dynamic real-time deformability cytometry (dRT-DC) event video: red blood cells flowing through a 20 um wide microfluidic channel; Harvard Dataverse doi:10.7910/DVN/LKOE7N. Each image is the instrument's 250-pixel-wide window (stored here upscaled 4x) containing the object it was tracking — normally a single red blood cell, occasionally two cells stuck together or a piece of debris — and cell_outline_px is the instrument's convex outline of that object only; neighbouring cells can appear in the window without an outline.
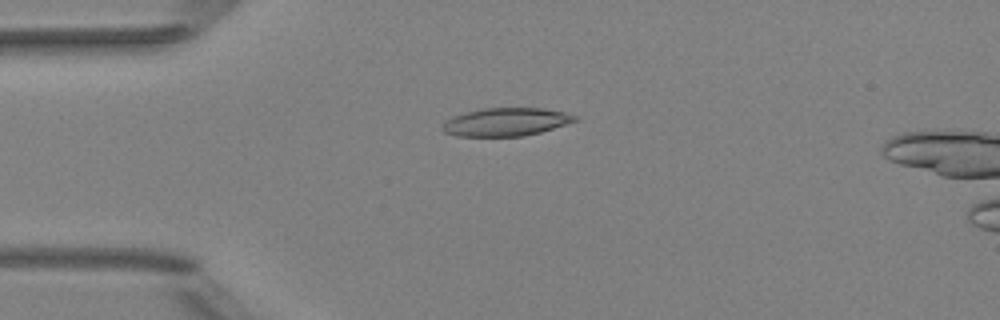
{"species": "Egyptian fruit bat (a non-hibernating species)", "species_latin": "Rousettus aegyptiacus", "temperature_condition": "room temperature", "stored_images_in_passage": 6, "camera_frame_rate_fps": 3000, "um_per_image_px": 0.085, "animal": {"sex": "female"}, "frame": {"image": 1, "passage_image": 4, "time_ms": 1.0, "image_size_px": [1000, 320], "cell_outline_px": [[580, 116], [576, 120], [540, 132], [524, 136], [456, 136], [444, 132], [440, 128], [452, 116], [484, 108], [544, 108], [564, 112]], "centroid_in_image_um": [43.0, 10.36], "position_along_channel_um": 42.0, "area_um2": 21.5}}
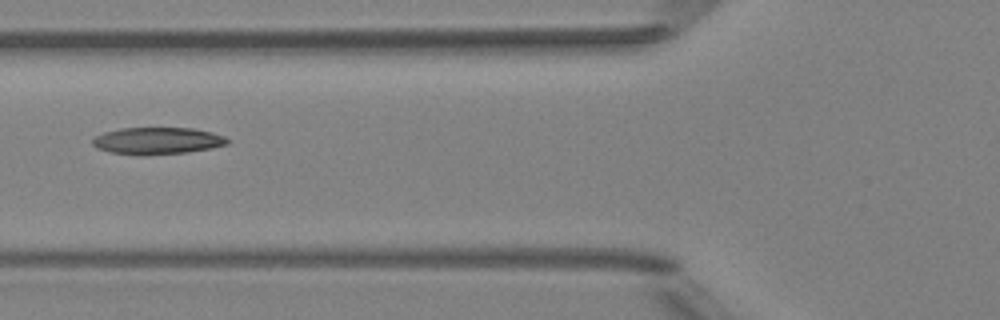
{"frame": {"image": 2, "passage_image": 6, "time_ms": 1.667, "image_size_px": [1000, 320], "cell_outline_px": [[232, 140], [228, 144], [212, 148], [188, 152], [136, 156], [112, 152], [96, 148], [92, 144], [92, 140], [96, 136], [104, 132], [120, 128], [192, 128], [212, 132], [224, 136]], "centroid_in_image_um": [13.4, 11.97], "position_along_channel_um": 112.4, "area_um2": 21.39}}